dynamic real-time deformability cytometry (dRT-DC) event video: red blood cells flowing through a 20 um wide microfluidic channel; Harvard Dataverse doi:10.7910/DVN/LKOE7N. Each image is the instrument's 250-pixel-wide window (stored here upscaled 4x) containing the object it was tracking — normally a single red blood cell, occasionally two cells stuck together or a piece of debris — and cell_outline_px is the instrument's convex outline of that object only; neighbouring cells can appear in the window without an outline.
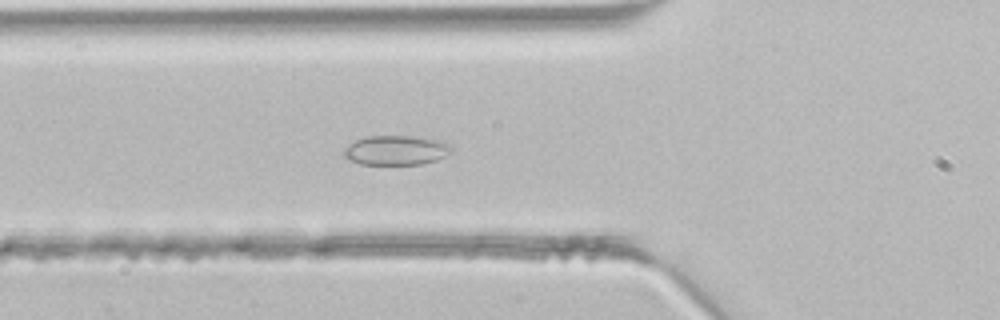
{"species": "common noctule bat (a hibernating species)", "species_latin": "Nyctalus noctula", "temperature_condition": "room temperature", "stored_images_in_passage": 43, "camera_frame_rate_fps": 3000, "um_per_image_px": 0.085, "animal": {"sex": "male", "body_mass_g": 21.5, "forearm_length_mm": 52.0}, "frame": {"image": 1, "passage_image": 15, "time_ms": 4.667, "image_size_px": [1000, 320], "cell_outline_px": [[452, 152], [436, 160], [420, 164], [360, 164], [348, 160], [344, 156], [344, 148], [348, 144], [356, 140], [368, 136], [412, 136], [444, 140], [452, 148]], "centroid_in_image_um": [33.66, 12.76], "position_along_channel_um": 92.1, "area_um2": 18.61}}
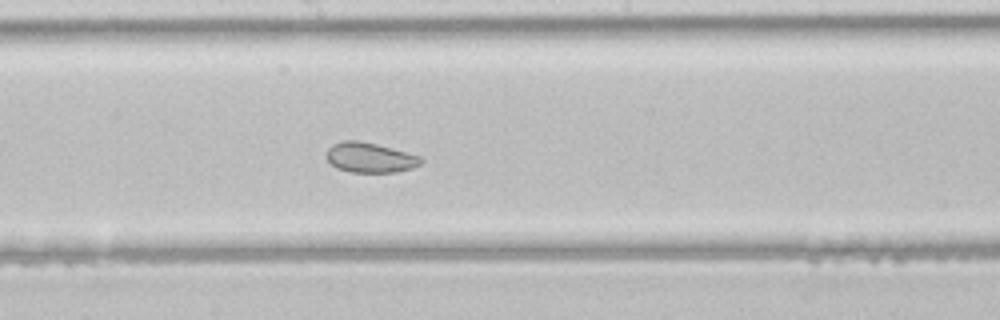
{"frame": {"image": 2, "passage_image": 23, "time_ms": 7.333, "image_size_px": [1000, 320], "cell_outline_px": [[424, 160], [420, 164], [412, 168], [396, 172], [352, 172], [336, 168], [328, 160], [328, 148], [332, 144], [344, 140], [356, 140], [376, 144], [392, 148], [420, 156]], "centroid_in_image_um": [31.46, 13.39], "position_along_channel_um": 216.7, "area_um2": 16.36}}
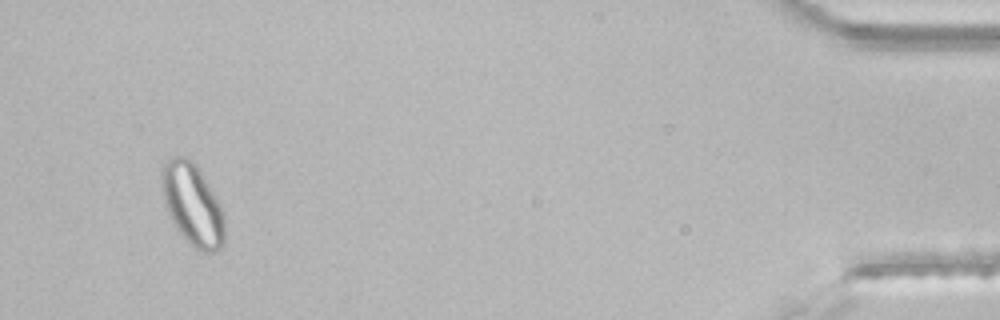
{"frame": {"image": 3, "passage_image": 41, "time_ms": 13.333, "image_size_px": [1000, 320], "cell_outline_px": [[224, 244], [216, 252], [204, 252], [196, 248], [176, 228], [168, 212], [164, 200], [160, 180], [160, 172], [164, 164], [172, 156], [184, 156], [192, 160], [196, 164], [204, 176], [220, 204], [224, 212]], "centroid_in_image_um": [16.37, 17.35], "position_along_channel_um": 418.8, "area_um2": 29.94}}